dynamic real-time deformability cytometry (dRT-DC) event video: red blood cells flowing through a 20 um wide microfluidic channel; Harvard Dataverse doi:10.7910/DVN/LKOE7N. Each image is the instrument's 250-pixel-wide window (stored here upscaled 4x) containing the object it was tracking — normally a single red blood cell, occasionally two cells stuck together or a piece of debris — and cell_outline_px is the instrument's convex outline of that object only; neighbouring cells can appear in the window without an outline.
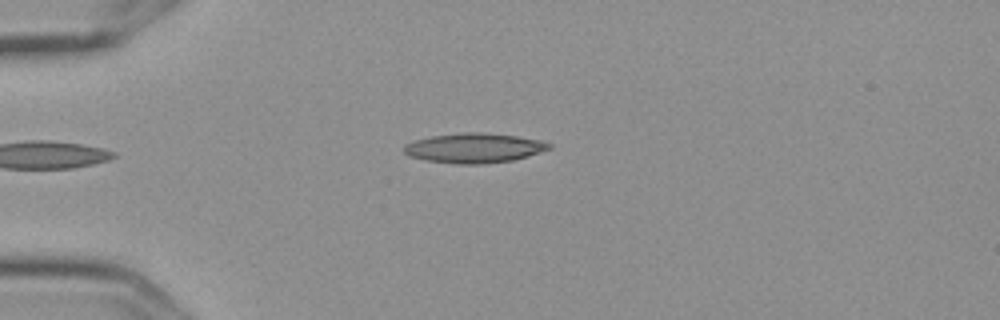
{"species": "Egyptian fruit bat (a non-hibernating species)", "species_latin": "Rousettus aegyptiacus", "temperature_condition": "cold", "stored_images_in_passage": 2, "camera_frame_rate_fps": 3000, "um_per_image_px": 0.085, "frame": {"image": 1, "passage_image": 2, "time_ms": 0.333, "image_size_px": [1000, 320], "cell_outline_px": [[552, 148], [528, 156], [512, 160], [480, 164], [456, 164], [424, 160], [408, 156], [404, 152], [404, 144], [412, 140], [432, 136], [464, 132], [480, 132], [516, 136], [536, 140], [552, 144]], "centroid_in_image_um": [40.24, 12.58], "position_along_channel_um": 44.8, "area_um2": 25.09}}